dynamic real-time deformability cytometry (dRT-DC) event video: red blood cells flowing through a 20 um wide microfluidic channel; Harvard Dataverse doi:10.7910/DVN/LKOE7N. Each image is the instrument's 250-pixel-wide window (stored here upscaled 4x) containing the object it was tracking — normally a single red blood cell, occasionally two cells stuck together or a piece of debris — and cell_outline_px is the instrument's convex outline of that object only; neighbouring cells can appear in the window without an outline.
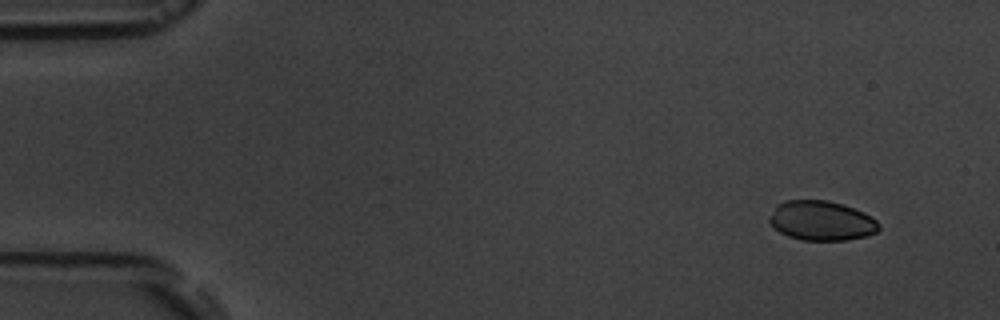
{"species": "common noctule bat (a hibernating species)", "species_latin": "Nyctalus noctula", "temperature_condition": "room temperature", "stored_images_in_passage": 3, "camera_frame_rate_fps": 3000, "um_per_image_px": 0.085, "animal": {"sex": "male", "body_mass_g": 19.5, "forearm_length_mm": 54.6}, "frame": {"image": 1, "passage_image": 1, "time_ms": 0.0, "image_size_px": [1000, 320], "cell_outline_px": [[880, 228], [876, 232], [868, 236], [844, 240], [800, 240], [788, 236], [780, 232], [768, 220], [776, 204], [784, 200], [828, 200], [844, 204], [864, 212], [872, 216], [880, 224]], "centroid_in_image_um": [69.85, 18.75], "position_along_channel_um": 15.2, "area_um2": 25.49}}